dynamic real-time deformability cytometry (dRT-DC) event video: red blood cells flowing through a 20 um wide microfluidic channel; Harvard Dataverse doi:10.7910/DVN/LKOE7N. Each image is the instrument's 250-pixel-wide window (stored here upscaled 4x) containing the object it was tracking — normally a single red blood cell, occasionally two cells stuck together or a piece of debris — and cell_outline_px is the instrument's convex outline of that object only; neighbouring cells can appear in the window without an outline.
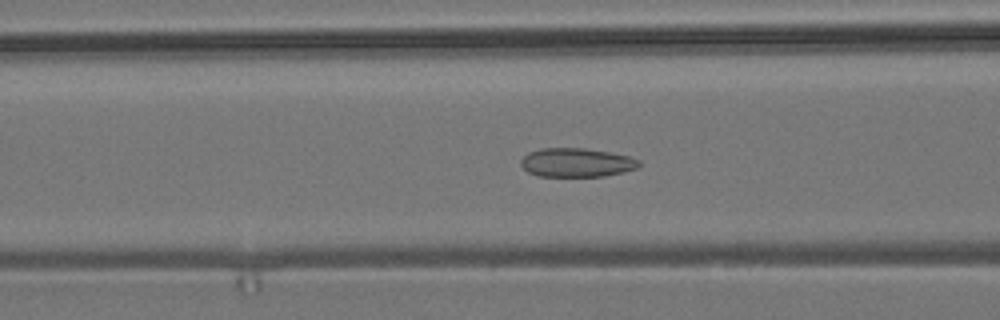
{"species": "common noctule bat (a hibernating species)", "species_latin": "Nyctalus noctula", "temperature_condition": "room temperature", "stored_images_in_passage": 48, "camera_frame_rate_fps": 3000, "um_per_image_px": 0.085, "animal": {"sex": "male", "body_mass_g": 19.2, "forearm_length_mm": 51.8}, "frame": {"image": 1, "passage_image": 14, "time_ms": 4.333, "image_size_px": [1000, 320], "cell_outline_px": [[640, 168], [624, 172], [604, 176], [536, 176], [528, 172], [520, 164], [520, 160], [528, 152], [540, 148], [584, 148], [608, 152], [628, 156], [640, 160]], "centroid_in_image_um": [49.01, 13.82], "position_along_channel_um": 117.6, "area_um2": 20.0}}
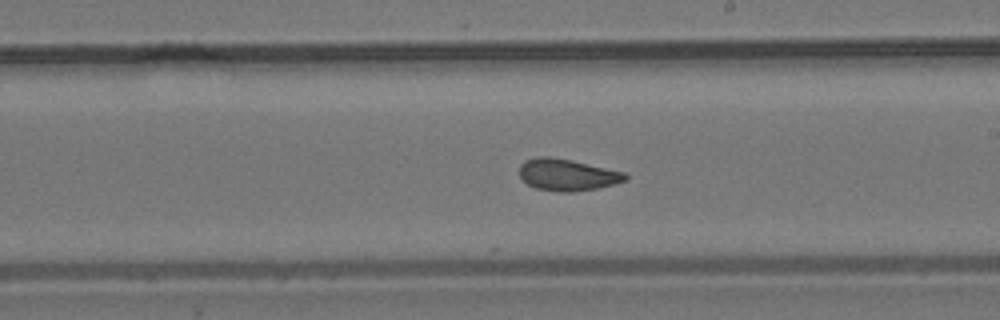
{"frame": {"image": 2, "passage_image": 24, "time_ms": 7.667, "image_size_px": [1000, 320], "cell_outline_px": [[628, 180], [616, 184], [600, 188], [572, 192], [556, 192], [536, 188], [528, 184], [520, 176], [520, 164], [524, 160], [536, 156], [548, 156], [572, 160], [624, 172], [628, 176]], "centroid_in_image_um": [48.23, 14.86], "position_along_channel_um": 240.8, "area_um2": 19.83}}
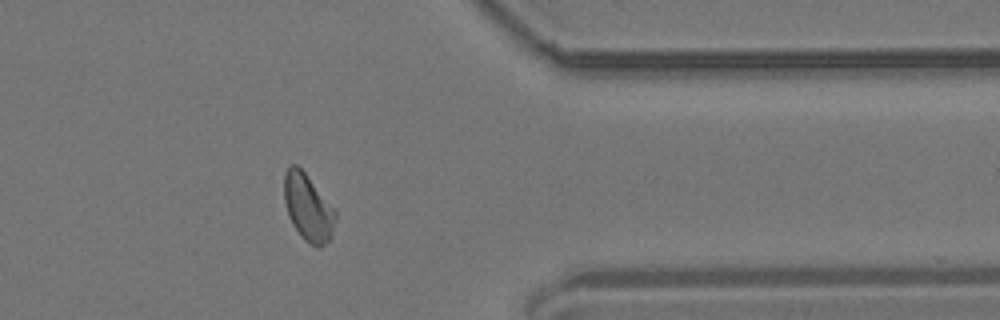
{"frame": {"image": 3, "passage_image": 37, "time_ms": 12.0, "image_size_px": [1000, 320], "cell_outline_px": [[336, 220], [332, 236], [320, 248], [316, 248], [304, 240], [292, 224], [288, 216], [284, 200], [284, 172], [288, 164], [296, 164], [304, 172], [336, 212]], "centroid_in_image_um": [26.16, 17.65], "position_along_channel_um": 385.2, "area_um2": 19.94}, "authors_computed_cell_mechanics": {"area_um2": 19.7098, "velocity_mm_per_s": 3.6922, "shape_relaxation_time_tau1_ms": 10.6784, "shape_relaxation_time_tau2_ms": 1.3163, "deformation_change_tau1": 0.1568, "deformation_change_tau2": 0.0621}}